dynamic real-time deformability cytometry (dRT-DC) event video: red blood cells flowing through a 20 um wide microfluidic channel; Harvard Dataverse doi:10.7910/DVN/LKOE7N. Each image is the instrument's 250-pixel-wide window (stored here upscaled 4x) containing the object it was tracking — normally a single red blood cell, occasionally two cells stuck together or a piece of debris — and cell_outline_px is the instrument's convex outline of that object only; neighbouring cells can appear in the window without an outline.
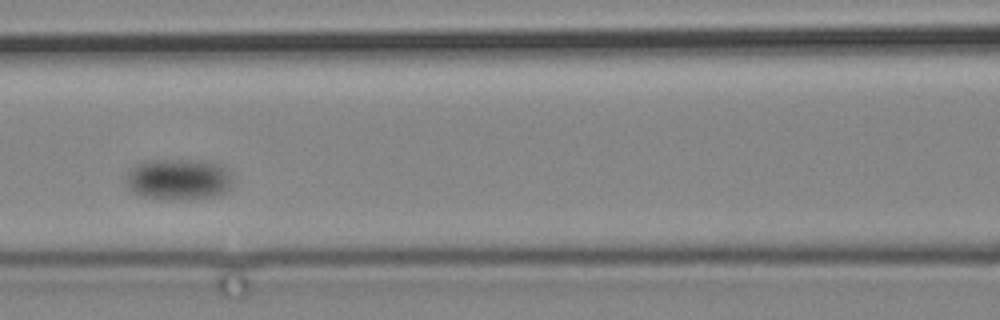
{"species": "common noctule bat (a hibernating species)", "species_latin": "Nyctalus noctula", "temperature_condition": "cold", "stored_images_in_passage": 5, "camera_frame_rate_fps": 3000, "um_per_image_px": 0.085, "animal": {"sex": "male", "body_mass_g": 19.2, "forearm_length_mm": 51.8}, "frame": {"image": 1, "passage_image": 4, "time_ms": 4.0, "image_size_px": [1000, 320], "cell_outline_px": [[232, 184], [224, 192], [216, 196], [176, 200], [144, 196], [132, 192], [128, 188], [128, 172], [132, 168], [144, 160], [192, 160], [216, 164], [232, 180]], "centroid_in_image_um": [15.11, 15.26], "position_along_channel_um": 151.5, "area_um2": 24.8}}